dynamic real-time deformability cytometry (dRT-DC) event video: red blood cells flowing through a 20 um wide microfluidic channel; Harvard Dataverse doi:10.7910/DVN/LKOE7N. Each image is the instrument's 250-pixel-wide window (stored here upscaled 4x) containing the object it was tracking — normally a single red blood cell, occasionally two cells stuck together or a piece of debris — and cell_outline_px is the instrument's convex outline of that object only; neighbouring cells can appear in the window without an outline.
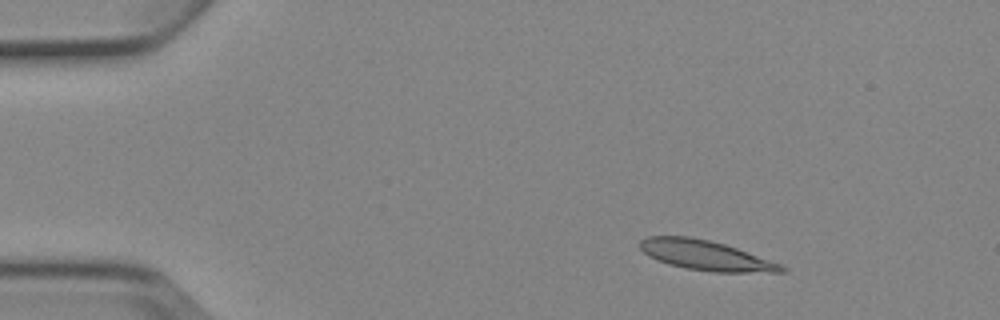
{"species": "Egyptian fruit bat (a non-hibernating species)", "species_latin": "Rousettus aegyptiacus", "temperature_condition": "cold", "stored_images_in_passage": 6, "camera_frame_rate_fps": 3000, "um_per_image_px": 0.085, "animal": {"sex": "female"}, "frame": {"image": 1, "passage_image": 3, "time_ms": 2.0, "image_size_px": [1000, 320], "cell_outline_px": [[788, 272], [712, 272], [688, 268], [668, 264], [656, 260], [648, 256], [640, 248], [640, 240], [648, 236], [688, 236], [708, 240], [724, 244], [736, 248], [780, 264], [788, 268]], "centroid_in_image_um": [59.96, 21.71], "position_along_channel_um": 25.0, "area_um2": 24.39}}
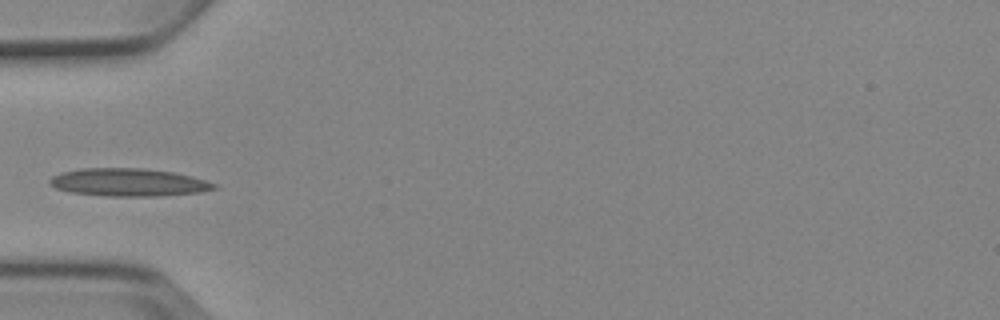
{"frame": {"image": 2, "passage_image": 5, "time_ms": 5.333, "image_size_px": [1000, 320], "cell_outline_px": [[220, 188], [200, 192], [160, 196], [108, 196], [72, 192], [56, 188], [48, 184], [48, 180], [52, 176], [60, 172], [80, 168], [144, 168], [172, 172], [192, 176], [216, 184]], "centroid_in_image_um": [10.91, 15.49], "position_along_channel_um": 74.1, "area_um2": 26.76}}
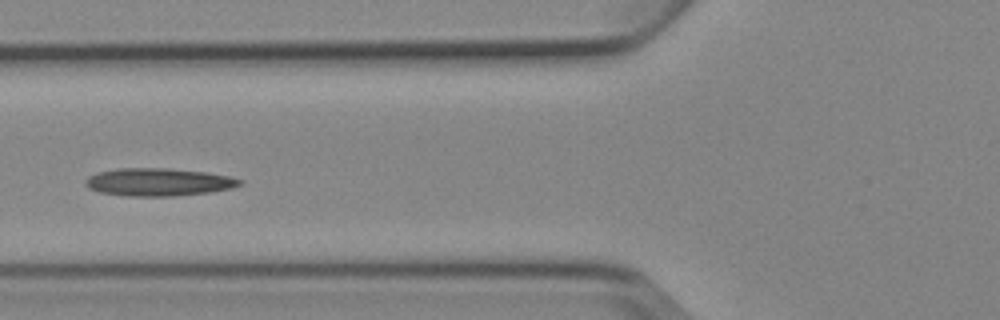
{"frame": {"image": 3, "passage_image": 6, "time_ms": 6.333, "image_size_px": [1000, 320], "cell_outline_px": [[244, 184], [232, 188], [212, 192], [172, 196], [128, 196], [100, 192], [88, 188], [84, 184], [84, 180], [88, 176], [96, 172], [120, 168], [168, 168], [204, 172], [228, 176], [244, 180]], "centroid_in_image_um": [13.47, 15.47], "position_along_channel_um": 112.3, "area_um2": 25.14}}